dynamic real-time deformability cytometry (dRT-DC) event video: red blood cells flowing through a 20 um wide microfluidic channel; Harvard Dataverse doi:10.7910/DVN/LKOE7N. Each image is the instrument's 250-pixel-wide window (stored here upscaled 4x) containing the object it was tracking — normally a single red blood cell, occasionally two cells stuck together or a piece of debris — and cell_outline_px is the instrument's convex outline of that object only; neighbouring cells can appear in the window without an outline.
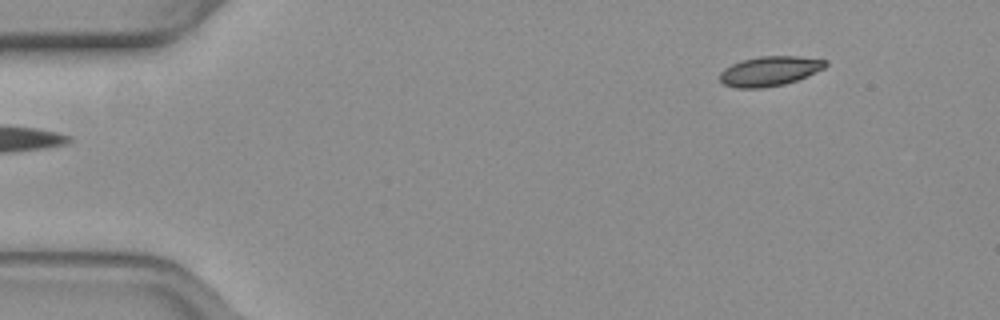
{"species": "common noctule bat (a hibernating species)", "species_latin": "Nyctalus noctula", "temperature_condition": "warm", "stored_images_in_passage": 44, "camera_frame_rate_fps": 3000, "um_per_image_px": 0.085, "animal": {"sex": "female", "body_mass_g": 19.3, "forearm_length_mm": 54.1}, "frame": {"image": 1, "passage_image": 1, "time_ms": 0.0, "image_size_px": [1000, 320], "cell_outline_px": [[828, 64], [824, 68], [796, 80], [784, 84], [760, 88], [736, 88], [724, 84], [720, 80], [720, 72], [724, 68], [740, 60], [760, 56], [796, 56], [828, 60]], "centroid_in_image_um": [65.4, 6.03], "position_along_channel_um": 19.6, "area_um2": 18.21}}
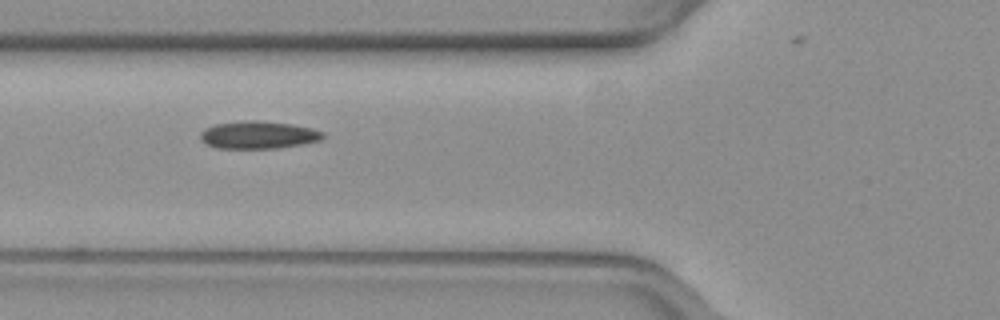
{"frame": {"image": 2, "passage_image": 15, "time_ms": 4.667, "image_size_px": [1000, 320], "cell_outline_px": [[324, 136], [320, 140], [304, 144], [276, 148], [220, 148], [208, 144], [200, 136], [200, 132], [204, 128], [216, 124], [244, 120], [256, 120], [292, 124], [312, 128], [324, 132]], "centroid_in_image_um": [21.99, 11.46], "position_along_channel_um": 103.8, "area_um2": 19.59}}
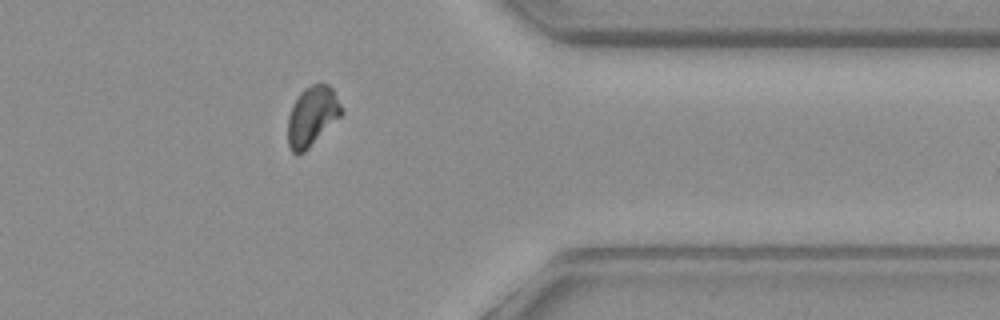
{"frame": {"image": 3, "passage_image": 38, "time_ms": 12.333, "image_size_px": [1000, 320], "cell_outline_px": [[344, 112], [304, 152], [296, 156], [292, 152], [288, 144], [288, 116], [292, 104], [300, 92], [304, 88], [312, 84], [328, 84], [332, 88]], "centroid_in_image_um": [26.5, 9.87], "position_along_channel_um": 384.9, "area_um2": 18.5}}